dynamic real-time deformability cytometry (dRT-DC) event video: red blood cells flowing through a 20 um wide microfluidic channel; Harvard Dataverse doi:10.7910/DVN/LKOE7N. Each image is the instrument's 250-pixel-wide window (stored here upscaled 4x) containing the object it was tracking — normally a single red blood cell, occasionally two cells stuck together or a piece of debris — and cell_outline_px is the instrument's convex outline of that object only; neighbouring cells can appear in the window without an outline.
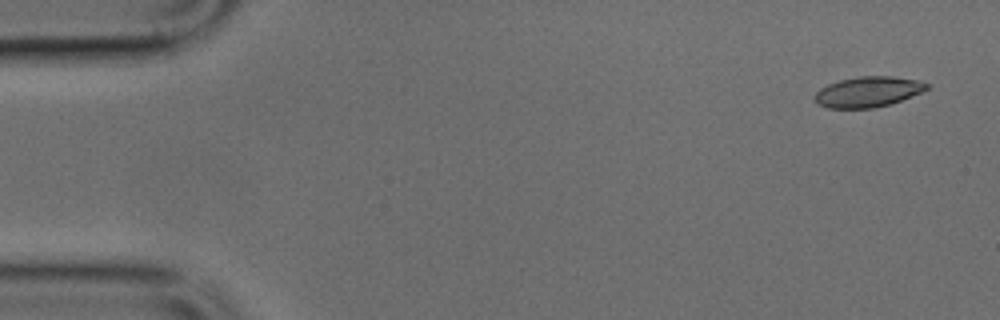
{"species": "common noctule bat (a hibernating species)", "species_latin": "Nyctalus noctula", "temperature_condition": "cold", "stored_images_in_passage": 4, "camera_frame_rate_fps": 3000, "um_per_image_px": 0.085, "animal": {"sex": "male", "body_mass_g": 17.9, "forearm_length_mm": 54.2}, "frame": {"image": 1, "passage_image": 1, "time_ms": 0.0, "image_size_px": [1000, 320], "cell_outline_px": [[928, 88], [920, 92], [900, 100], [888, 104], [872, 108], [828, 108], [816, 104], [816, 92], [820, 88], [828, 84], [840, 80], [860, 76], [892, 76], [916, 80], [928, 84]], "centroid_in_image_um": [73.73, 7.8], "position_along_channel_um": 11.3, "area_um2": 19.54}}
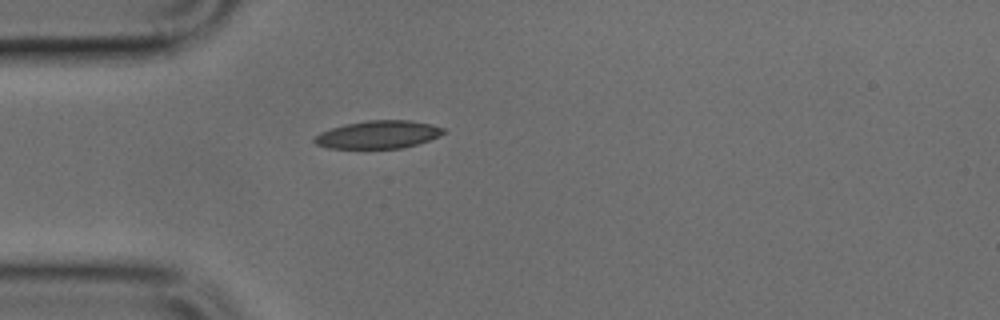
{"frame": {"image": 2, "passage_image": 4, "time_ms": 1.0, "image_size_px": [1000, 320], "cell_outline_px": [[448, 132], [440, 136], [416, 144], [400, 148], [328, 148], [316, 144], [312, 140], [320, 132], [344, 124], [368, 120], [408, 120], [432, 124], [444, 128]], "centroid_in_image_um": [32.17, 11.43], "position_along_channel_um": 52.8, "area_um2": 20.92}}